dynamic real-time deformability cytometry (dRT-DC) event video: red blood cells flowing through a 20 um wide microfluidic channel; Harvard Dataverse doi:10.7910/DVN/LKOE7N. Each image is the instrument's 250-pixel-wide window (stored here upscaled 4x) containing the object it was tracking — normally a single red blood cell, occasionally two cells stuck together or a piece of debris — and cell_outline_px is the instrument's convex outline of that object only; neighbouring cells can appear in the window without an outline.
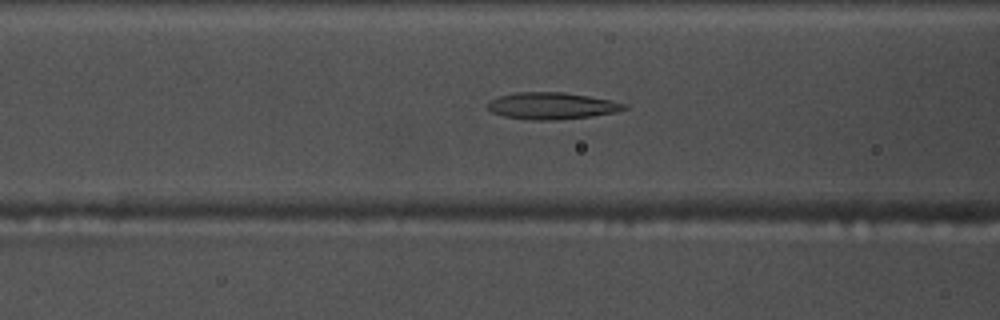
{"species": "common noctule bat (a hibernating species)", "species_latin": "Nyctalus noctula", "temperature_condition": "warm", "stored_images_in_passage": 54, "camera_frame_rate_fps": 3000, "um_per_image_px": 0.085, "animal": {"sex": "male", "body_mass_g": 17.5, "forearm_length_mm": 52.3}, "frame": {"image": 1, "passage_image": 21, "time_ms": 6.667, "image_size_px": [1000, 320], "cell_outline_px": [[628, 108], [616, 112], [592, 116], [556, 120], [532, 120], [504, 116], [492, 112], [488, 108], [488, 104], [492, 100], [500, 96], [516, 92], [564, 92], [612, 100], [624, 104]], "centroid_in_image_um": [46.92, 9.0], "position_along_channel_um": 119.7, "area_um2": 21.15}}
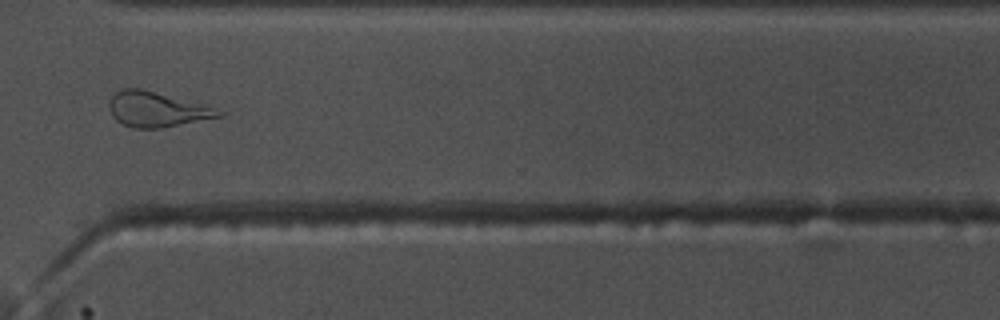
{"frame": {"image": 2, "passage_image": 40, "time_ms": 13.0, "image_size_px": [1000, 320], "cell_outline_px": [[224, 116], [164, 128], [136, 128], [124, 124], [116, 120], [112, 116], [108, 108], [108, 100], [116, 92], [124, 88], [140, 88], [204, 104], [224, 112]], "centroid_in_image_um": [13.33, 9.3], "position_along_channel_um": 357.3, "area_um2": 22.48}}
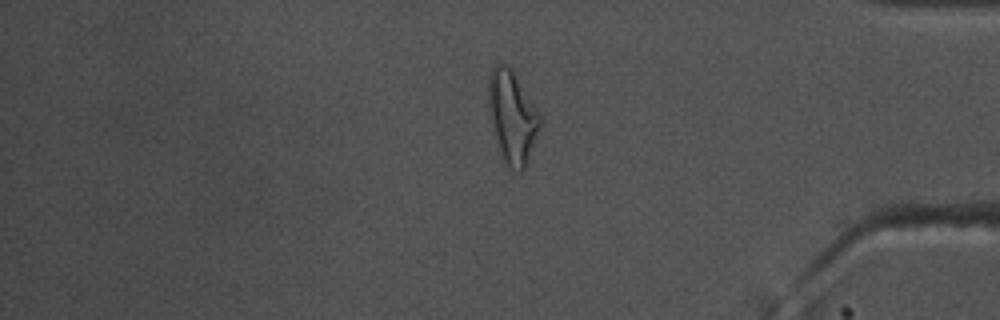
{"frame": {"image": 3, "passage_image": 45, "time_ms": 14.667, "image_size_px": [1000, 320], "cell_outline_px": [[540, 128], [524, 168], [520, 172], [516, 172], [508, 168], [504, 160], [492, 124], [488, 100], [488, 76], [492, 68], [500, 60], [508, 64], [512, 68], [540, 116]], "centroid_in_image_um": [43.52, 9.87], "position_along_channel_um": 391.7, "area_um2": 27.22}, "authors_computed_cell_mechanics": {"area_um2": 22.5131, "velocity_mm_per_s": 3.7532, "shape_relaxation_time_tau1_ms": null, "shape_relaxation_time_tau2_ms": 2.215, "deformation_change_tau1": null, "deformation_change_tau2": 0.1323}}